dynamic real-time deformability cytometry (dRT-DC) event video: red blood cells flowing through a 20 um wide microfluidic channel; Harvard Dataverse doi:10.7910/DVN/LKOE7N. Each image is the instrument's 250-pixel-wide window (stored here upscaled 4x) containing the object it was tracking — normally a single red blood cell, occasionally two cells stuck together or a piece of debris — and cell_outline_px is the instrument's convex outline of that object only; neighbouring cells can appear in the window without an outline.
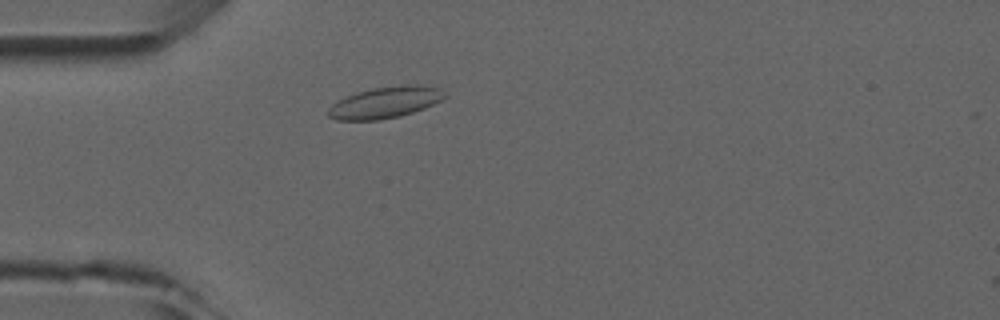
{"species": "common noctule bat (a hibernating species)", "species_latin": "Nyctalus noctula", "temperature_condition": "room temperature", "stored_images_in_passage": 2, "camera_frame_rate_fps": 3000, "um_per_image_px": 0.085, "animal": {"sex": "male", "forearm_length_mm": 52.5}, "frame": {"image": 1, "passage_image": 1, "time_ms": 0.0, "image_size_px": [1000, 320], "cell_outline_px": [[448, 96], [424, 108], [400, 116], [380, 120], [336, 120], [328, 116], [328, 108], [332, 104], [356, 92], [372, 88], [400, 84], [420, 84], [440, 88]], "centroid_in_image_um": [32.76, 8.69], "position_along_channel_um": 52.2, "area_um2": 21.39}}